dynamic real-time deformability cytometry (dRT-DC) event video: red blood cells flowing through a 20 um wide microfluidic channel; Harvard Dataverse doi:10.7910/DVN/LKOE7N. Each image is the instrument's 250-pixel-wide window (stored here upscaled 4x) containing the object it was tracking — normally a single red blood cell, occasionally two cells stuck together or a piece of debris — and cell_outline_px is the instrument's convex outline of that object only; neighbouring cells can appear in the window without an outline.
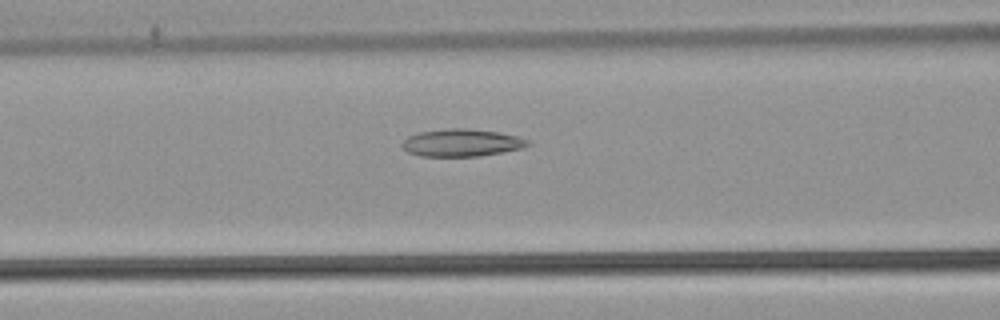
{"species": "common noctule bat (a hibernating species)", "species_latin": "Nyctalus noctula", "temperature_condition": "warm", "stored_images_in_passage": 30, "camera_frame_rate_fps": 3000, "um_per_image_px": 0.085, "animal": {"sex": "male", "body_mass_g": 21.5, "forearm_length_mm": 52.0}, "frame": {"image": 1, "passage_image": 5, "time_ms": 1.333, "image_size_px": [1000, 320], "cell_outline_px": [[532, 144], [524, 148], [480, 156], [420, 156], [408, 152], [404, 148], [404, 140], [408, 136], [420, 132], [448, 128], [464, 128], [500, 132], [516, 136], [528, 140]], "centroid_in_image_um": [39.29, 12.13], "position_along_channel_um": 127.3, "area_um2": 20.0}}
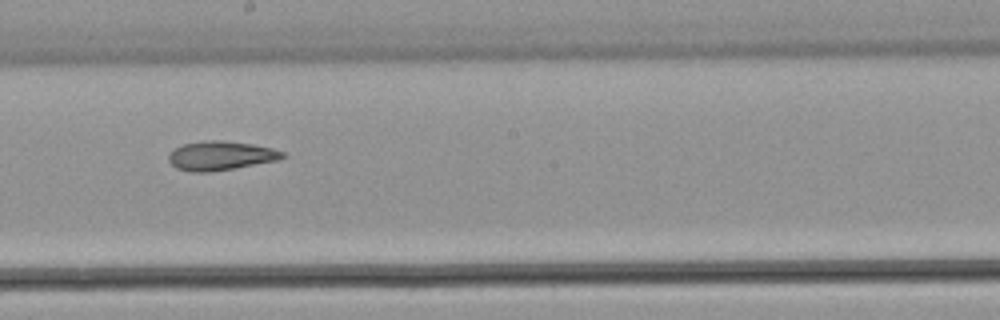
{"frame": {"image": 2, "passage_image": 13, "time_ms": 4.0, "image_size_px": [1000, 320], "cell_outline_px": [[288, 156], [280, 160], [236, 168], [208, 172], [192, 172], [176, 168], [168, 160], [168, 156], [176, 148], [184, 144], [204, 140], [224, 140], [252, 144], [272, 148], [284, 152]], "centroid_in_image_um": [18.81, 13.23], "position_along_channel_um": 229.4, "area_um2": 19.42}}
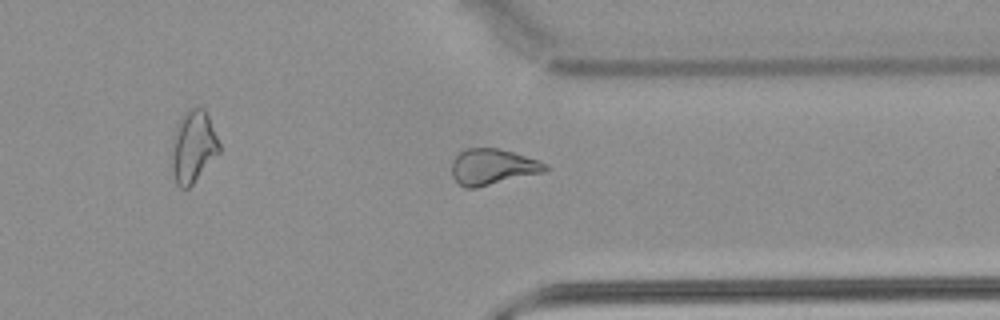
{"frame": {"image": 3, "passage_image": 24, "time_ms": 7.667, "image_size_px": [1000, 320], "cell_outline_px": [[548, 168], [544, 172], [476, 188], [464, 188], [452, 176], [452, 160], [464, 148], [500, 148], [548, 164]], "centroid_in_image_um": [41.84, 14.18], "position_along_channel_um": 369.6, "area_um2": 19.48}}